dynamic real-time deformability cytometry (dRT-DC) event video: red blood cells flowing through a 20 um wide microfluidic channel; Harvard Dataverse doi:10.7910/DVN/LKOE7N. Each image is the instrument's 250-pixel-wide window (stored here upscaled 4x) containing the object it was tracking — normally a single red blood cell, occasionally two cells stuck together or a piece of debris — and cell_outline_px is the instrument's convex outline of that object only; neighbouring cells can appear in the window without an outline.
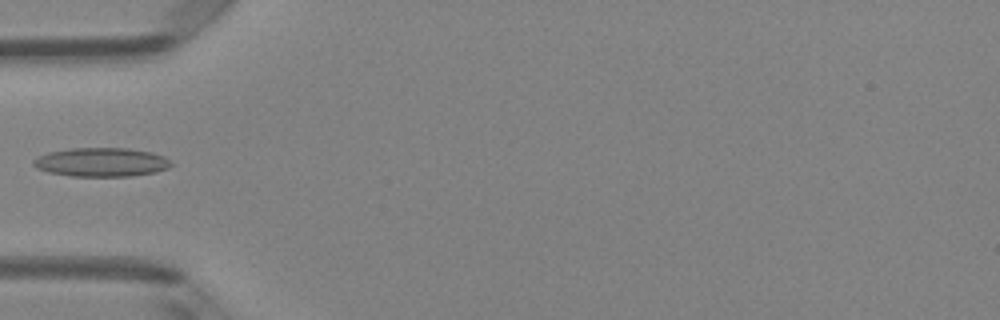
{"species": "Egyptian fruit bat (a non-hibernating species)", "species_latin": "Rousettus aegyptiacus", "temperature_condition": "room temperature", "stored_images_in_passage": 6, "camera_frame_rate_fps": 3000, "um_per_image_px": 0.085, "animal": {"sex": "female"}, "frame": {"image": 1, "passage_image": 5, "time_ms": 1.333, "image_size_px": [1000, 320], "cell_outline_px": [[172, 164], [168, 168], [156, 172], [132, 176], [72, 176], [48, 172], [36, 168], [32, 164], [32, 160], [48, 152], [68, 148], [128, 148], [152, 152], [164, 156]], "centroid_in_image_um": [8.6, 13.78], "position_along_channel_um": 76.4, "area_um2": 23.24}}
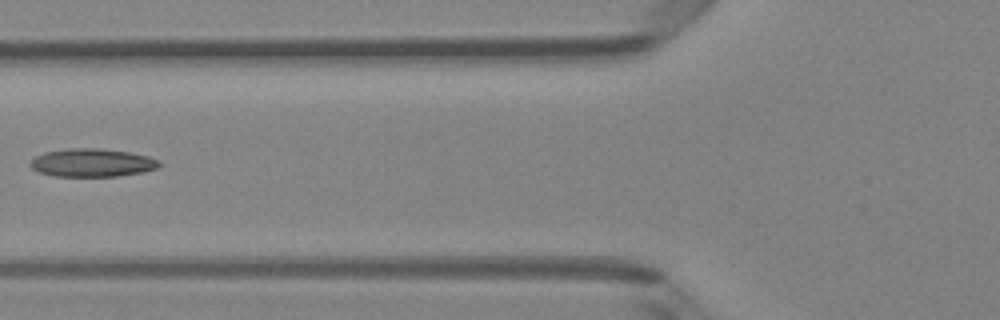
{"frame": {"image": 2, "passage_image": 6, "time_ms": 1.667, "image_size_px": [1000, 320], "cell_outline_px": [[164, 164], [156, 168], [144, 172], [116, 176], [56, 176], [40, 172], [32, 168], [28, 164], [36, 156], [44, 152], [68, 148], [100, 148], [128, 152], [148, 156], [160, 160]], "centroid_in_image_um": [7.86, 13.82], "position_along_channel_um": 117.9, "area_um2": 21.21}}